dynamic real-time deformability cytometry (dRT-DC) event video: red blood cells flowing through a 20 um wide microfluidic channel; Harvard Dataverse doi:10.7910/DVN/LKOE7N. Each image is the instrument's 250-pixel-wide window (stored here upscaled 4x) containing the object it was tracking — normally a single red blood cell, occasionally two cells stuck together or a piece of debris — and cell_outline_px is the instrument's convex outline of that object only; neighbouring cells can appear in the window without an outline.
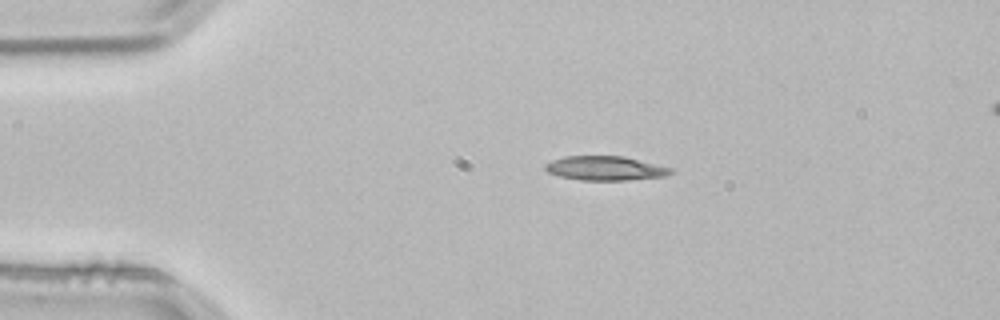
{"species": "common noctule bat (a hibernating species)", "species_latin": "Nyctalus noctula", "temperature_condition": "room temperature", "stored_images_in_passage": 3, "segment_of_instrument_passage": [1, 2], "camera_frame_rate_fps": 3000, "um_per_image_px": 0.085, "animal": {"sex": "male", "body_mass_g": 21.5, "forearm_length_mm": 52.0}, "frame": {"image": 1, "passage_image": 1, "time_ms": 0.0, "image_size_px": [1000, 320], "cell_outline_px": [[676, 172], [668, 176], [628, 180], [580, 180], [560, 176], [548, 172], [544, 168], [544, 164], [552, 160], [564, 156], [624, 156], [672, 168]], "centroid_in_image_um": [51.48, 14.3], "position_along_channel_um": 33.5, "area_um2": 17.86}}